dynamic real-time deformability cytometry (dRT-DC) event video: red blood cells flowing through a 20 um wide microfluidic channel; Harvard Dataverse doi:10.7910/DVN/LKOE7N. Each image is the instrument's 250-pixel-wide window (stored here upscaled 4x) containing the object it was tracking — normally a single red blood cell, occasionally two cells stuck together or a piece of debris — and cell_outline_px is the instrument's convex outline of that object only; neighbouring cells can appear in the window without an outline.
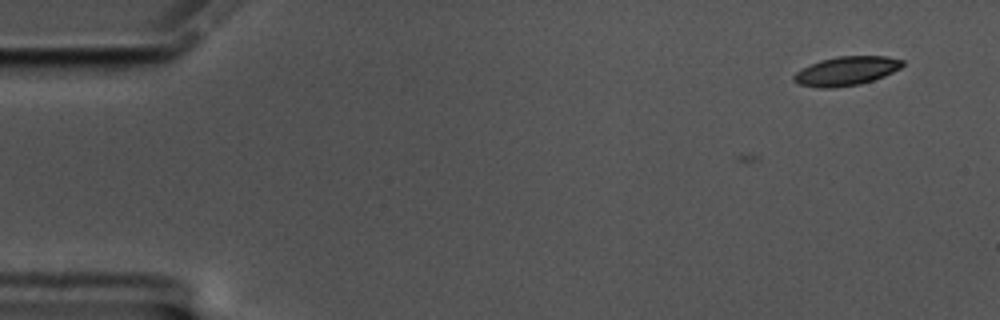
{"species": "common noctule bat (a hibernating species)", "species_latin": "Nyctalus noctula", "temperature_condition": "cold", "stored_images_in_passage": 8, "camera_frame_rate_fps": 3000, "um_per_image_px": 0.085, "animal": {"sex": "male", "body_mass_g": 17.5, "forearm_length_mm": 52.3}, "frame": {"image": 1, "passage_image": 8, "time_ms": 2.333, "image_size_px": [1000, 320], "cell_outline_px": [[904, 64], [900, 68], [884, 76], [860, 84], [832, 88], [816, 88], [800, 84], [792, 80], [792, 76], [796, 72], [808, 64], [820, 60], [836, 56], [888, 56], [904, 60]], "centroid_in_image_um": [71.91, 6.03], "position_along_channel_um": 13.1, "area_um2": 18.5}}